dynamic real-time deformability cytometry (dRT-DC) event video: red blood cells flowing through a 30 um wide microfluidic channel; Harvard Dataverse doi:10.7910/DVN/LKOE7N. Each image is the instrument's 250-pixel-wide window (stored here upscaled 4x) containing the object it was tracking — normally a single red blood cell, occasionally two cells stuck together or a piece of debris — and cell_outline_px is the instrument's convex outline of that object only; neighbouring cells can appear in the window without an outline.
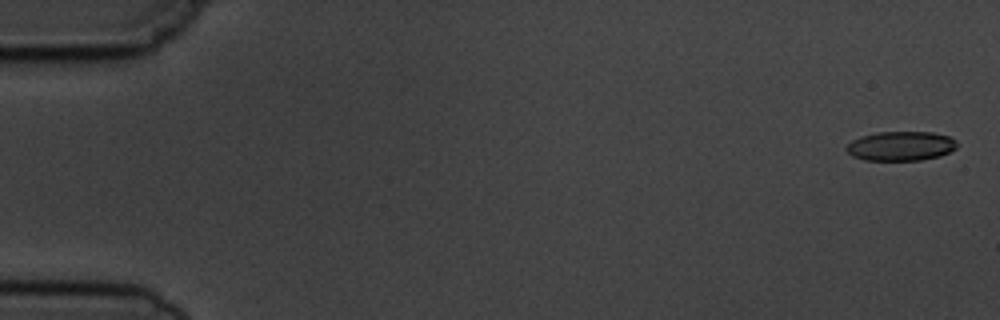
{"species": "common noctule bat (a hibernating species)", "species_latin": "Nyctalus noctula", "temperature_condition": "cold", "stored_images_in_passage": 15, "camera_frame_rate_fps": 3000, "um_per_image_px": 0.085, "animal": {"sex": "male", "body_mass_g": 19.5, "forearm_length_mm": 54.6}, "frame": {"image": 1, "passage_image": 1, "time_ms": 0.0, "image_size_px": [1000, 320], "cell_outline_px": [[956, 148], [940, 156], [920, 160], [864, 160], [852, 156], [844, 148], [852, 140], [860, 136], [876, 132], [932, 132], [948, 136], [956, 140]], "centroid_in_image_um": [76.54, 12.41], "position_along_channel_um": 8.5, "area_um2": 18.96}}
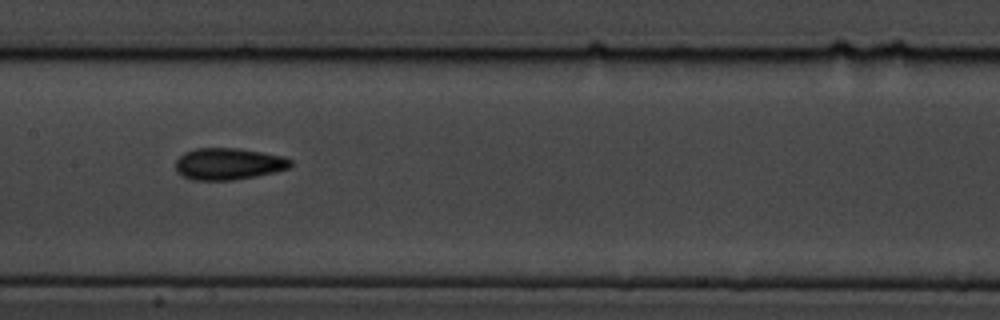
{"frame": {"image": 2, "passage_image": 8, "time_ms": 8.667, "image_size_px": [1000, 320], "cell_outline_px": [[292, 164], [288, 168], [276, 172], [256, 176], [232, 180], [192, 180], [176, 172], [176, 160], [184, 152], [196, 148], [240, 148], [284, 156], [292, 160]], "centroid_in_image_um": [19.43, 13.92], "position_along_channel_um": 188.0, "area_um2": 21.39}}
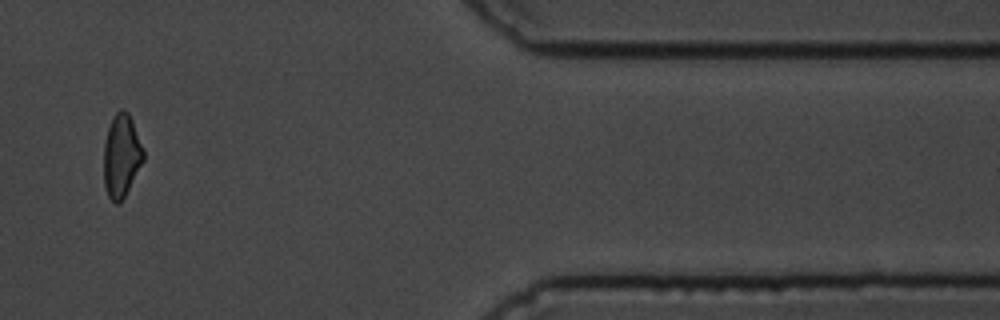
{"frame": {"image": 3, "passage_image": 13, "time_ms": 15.333, "image_size_px": [1000, 320], "cell_outline_px": [[144, 160], [120, 204], [116, 204], [108, 196], [104, 188], [104, 144], [108, 128], [116, 112], [120, 108], [124, 108], [128, 112], [132, 120], [144, 152]], "centroid_in_image_um": [10.31, 13.25], "position_along_channel_um": 401.1, "area_um2": 19.07}, "authors_computed_cell_mechanics": {"area_um2": 20.4034, "velocity_mm_per_s": 3.7414, "shape_relaxation_time_tau1_ms": 3.871, "shape_relaxation_time_tau2_ms": 3.9433, "deformation_change_tau1": 0.1094, "deformation_change_tau2": 0.0918}}